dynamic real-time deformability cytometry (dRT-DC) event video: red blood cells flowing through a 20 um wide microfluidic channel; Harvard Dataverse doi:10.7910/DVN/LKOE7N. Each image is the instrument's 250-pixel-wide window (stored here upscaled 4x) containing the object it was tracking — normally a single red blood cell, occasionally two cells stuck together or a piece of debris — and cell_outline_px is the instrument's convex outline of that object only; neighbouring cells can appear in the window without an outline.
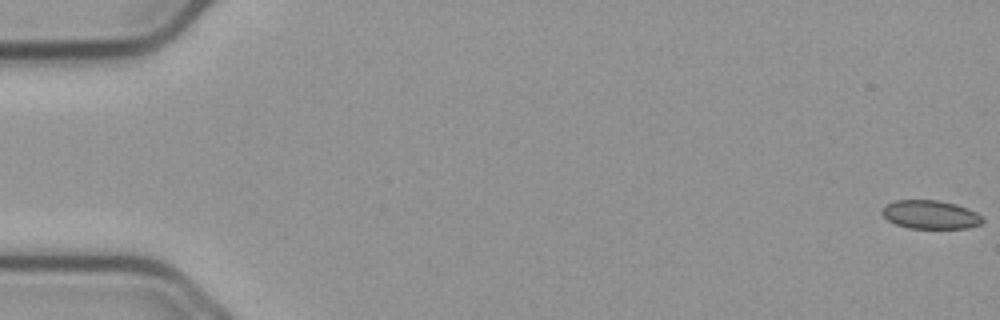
{"species": "common noctule bat (a hibernating species)", "species_latin": "Nyctalus noctula", "temperature_condition": "cold", "stored_images_in_passage": 56, "camera_frame_rate_fps": 3000, "um_per_image_px": 0.085, "animal": {"sex": "male", "body_mass_g": 23.1, "forearm_length_mm": 52.7}, "frame": {"image": 1, "passage_image": 1, "time_ms": 0.0, "image_size_px": [1000, 320], "cell_outline_px": [[984, 220], [980, 224], [968, 228], [908, 228], [896, 224], [888, 220], [880, 212], [884, 204], [896, 200], [936, 200], [956, 204], [968, 208], [976, 212]], "centroid_in_image_um": [79.05, 18.23], "position_along_channel_um": 5.9, "area_um2": 16.76}}
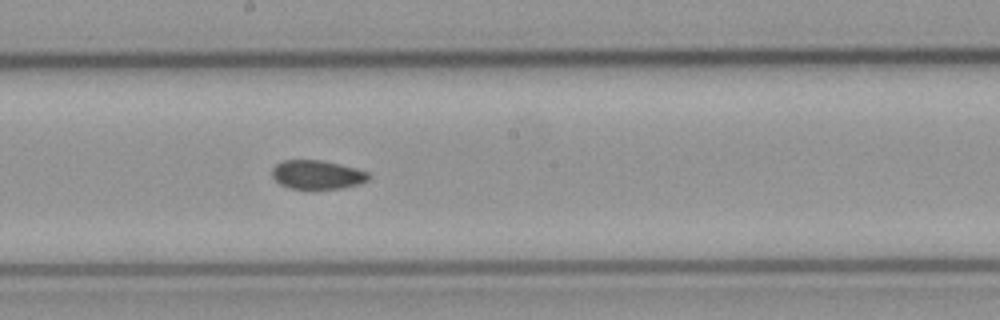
{"frame": {"image": 2, "passage_image": 31, "time_ms": 10.0, "image_size_px": [1000, 320], "cell_outline_px": [[372, 176], [368, 180], [360, 184], [344, 188], [312, 192], [308, 192], [288, 188], [280, 184], [272, 176], [272, 168], [276, 164], [284, 160], [320, 160], [340, 164], [356, 168], [368, 172]], "centroid_in_image_um": [26.97, 14.91], "position_along_channel_um": 221.2, "area_um2": 17.11}}
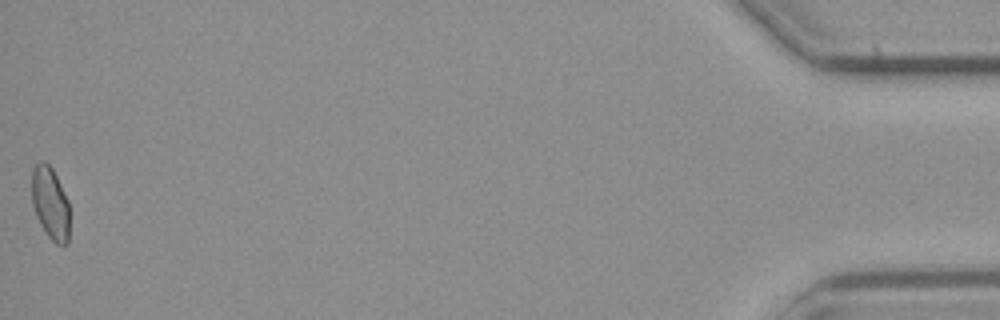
{"frame": {"image": 3, "passage_image": 56, "time_ms": 18.333, "image_size_px": [1000, 320], "cell_outline_px": [[68, 244], [56, 244], [48, 236], [40, 224], [36, 216], [32, 204], [32, 168], [40, 160], [44, 160], [52, 168], [68, 200]], "centroid_in_image_um": [4.25, 17.25], "position_along_channel_um": 430.9, "area_um2": 15.9}, "authors_computed_cell_mechanics": {"area_um2": 16.9354, "velocity_mm_per_s": 3.7415, "shape_relaxation_time_tau1_ms": null, "shape_relaxation_time_tau2_ms": 4.0719, "deformation_change_tau1": null, "deformation_change_tau2": 0.0496}}